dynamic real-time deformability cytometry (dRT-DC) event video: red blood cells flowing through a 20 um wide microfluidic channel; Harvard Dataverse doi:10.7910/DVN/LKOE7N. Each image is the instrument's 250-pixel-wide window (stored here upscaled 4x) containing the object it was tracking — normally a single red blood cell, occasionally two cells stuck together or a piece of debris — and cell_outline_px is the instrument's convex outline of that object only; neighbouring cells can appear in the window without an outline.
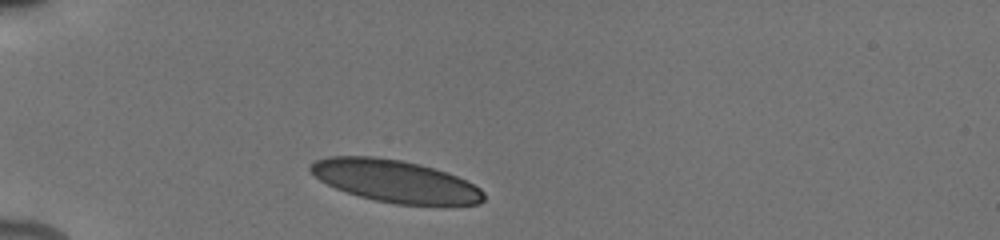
{"species": "human", "species_latin": "Homo sapiens", "temperature_condition": "cold", "stored_images_in_passage": 7, "camera_frame_rate_fps": 3000, "um_per_image_px": 0.085, "donor": {"sex": "male"}, "frame": {"image": 1, "passage_image": 1, "time_ms": 0.0, "image_size_px": [1000, 240], "cell_outline_px": [[484, 200], [480, 204], [396, 204], [376, 200], [360, 196], [336, 188], [320, 180], [308, 168], [316, 160], [328, 156], [372, 156], [400, 160], [420, 164], [456, 176], [480, 188], [484, 192]], "centroid_in_image_um": [33.58, 15.38], "position_along_channel_um": 51.4, "area_um2": 41.96}}